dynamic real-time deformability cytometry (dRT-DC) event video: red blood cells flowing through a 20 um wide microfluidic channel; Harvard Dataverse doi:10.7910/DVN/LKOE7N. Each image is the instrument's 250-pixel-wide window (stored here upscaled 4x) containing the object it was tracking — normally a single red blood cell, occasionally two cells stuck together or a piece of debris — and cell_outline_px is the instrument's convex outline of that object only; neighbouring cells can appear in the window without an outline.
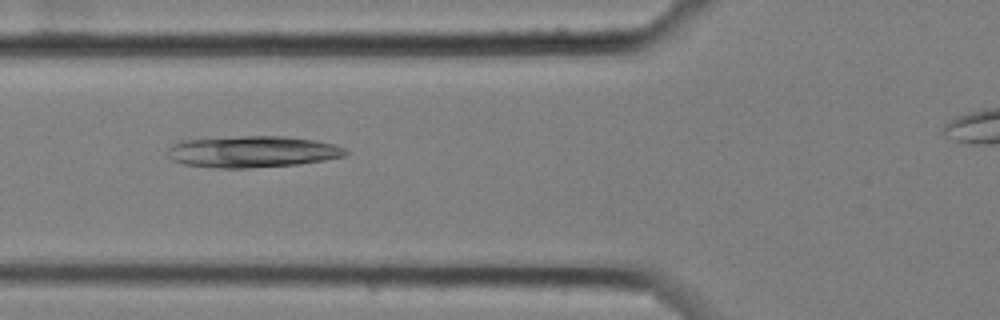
{"species": "common noctule bat (a hibernating species)", "species_latin": "Nyctalus noctula", "temperature_condition": "cold", "stored_images_in_passage": 10, "camera_frame_rate_fps": 3000, "um_per_image_px": 0.085, "animal": {"sex": "female", "body_mass_g": 25.1}, "frame": {"image": 1, "passage_image": 7, "time_ms": 2.0, "image_size_px": [1000, 320], "cell_outline_px": [[348, 156], [300, 164], [248, 168], [220, 168], [184, 164], [172, 160], [164, 152], [172, 144], [180, 140], [240, 136], [284, 136], [316, 140], [336, 144], [344, 148], [348, 152]], "centroid_in_image_um": [21.46, 12.89], "position_along_channel_um": 104.3, "area_um2": 33.06}}